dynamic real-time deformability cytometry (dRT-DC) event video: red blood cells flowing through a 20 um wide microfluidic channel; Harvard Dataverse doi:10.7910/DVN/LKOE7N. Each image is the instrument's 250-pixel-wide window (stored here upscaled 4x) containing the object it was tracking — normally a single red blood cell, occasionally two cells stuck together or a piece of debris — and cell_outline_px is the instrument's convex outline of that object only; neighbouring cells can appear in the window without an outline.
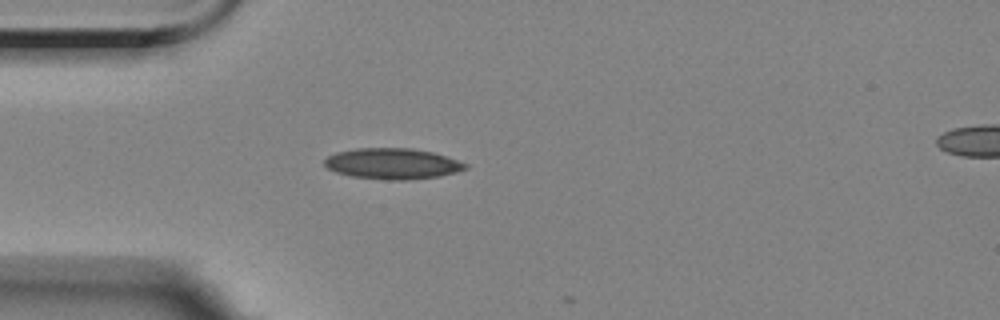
{"species": "Egyptian fruit bat (a non-hibernating species)", "species_latin": "Rousettus aegyptiacus", "temperature_condition": "room temperature", "stored_images_in_passage": 2, "camera_frame_rate_fps": 3000, "um_per_image_px": 0.085, "animal": {"sex": "female"}, "frame": {"image": 1, "passage_image": 2, "time_ms": 2.333, "image_size_px": [1000, 320], "cell_outline_px": [[468, 168], [456, 172], [440, 176], [404, 180], [388, 180], [352, 176], [336, 172], [328, 168], [324, 164], [324, 160], [328, 156], [336, 152], [356, 148], [412, 148], [432, 152], [468, 164]], "centroid_in_image_um": [33.35, 13.91], "position_along_channel_um": 51.7, "area_um2": 25.2}}